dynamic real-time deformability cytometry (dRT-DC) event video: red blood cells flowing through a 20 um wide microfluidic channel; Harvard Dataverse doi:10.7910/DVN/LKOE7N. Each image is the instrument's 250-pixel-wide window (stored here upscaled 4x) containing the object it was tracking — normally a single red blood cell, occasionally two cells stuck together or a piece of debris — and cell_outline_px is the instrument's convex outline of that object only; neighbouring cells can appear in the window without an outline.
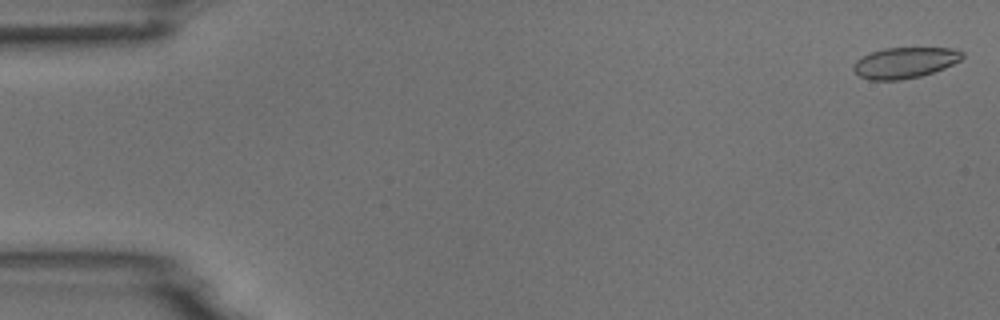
{"species": "common noctule bat (a hibernating species)", "species_latin": "Nyctalus noctula", "temperature_condition": "room temperature", "stored_images_in_passage": 4, "camera_frame_rate_fps": 3000, "um_per_image_px": 0.085, "animal": {"sex": "male", "body_mass_g": 18.8}, "frame": {"image": 1, "passage_image": 1, "time_ms": 0.0, "image_size_px": [1000, 320], "cell_outline_px": [[964, 56], [960, 60], [944, 68], [920, 76], [900, 80], [868, 80], [860, 76], [852, 68], [856, 60], [872, 52], [884, 48], [952, 48], [964, 52]], "centroid_in_image_um": [76.91, 5.33], "position_along_channel_um": 8.1, "area_um2": 19.42}}